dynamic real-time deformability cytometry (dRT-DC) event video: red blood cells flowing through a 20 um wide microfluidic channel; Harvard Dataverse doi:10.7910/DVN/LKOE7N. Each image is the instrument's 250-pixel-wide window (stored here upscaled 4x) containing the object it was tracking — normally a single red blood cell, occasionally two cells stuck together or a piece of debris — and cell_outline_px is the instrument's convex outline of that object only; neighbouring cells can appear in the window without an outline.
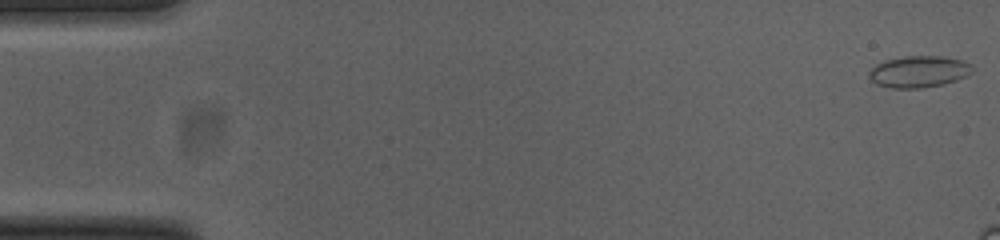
{"species": "common noctule bat (a hibernating species)", "species_latin": "Nyctalus noctula", "temperature_condition": "cold", "stored_images_in_passage": 12, "camera_frame_rate_fps": 3000, "um_per_image_px": 0.085, "animal": {"sex": "female", "body_mass_g": 23.0, "forearm_length_mm": 53.4}, "frame": {"image": 1, "passage_image": 1, "time_ms": 0.0, "image_size_px": [1000, 240], "cell_outline_px": [[972, 72], [956, 80], [944, 84], [920, 88], [892, 88], [876, 84], [868, 76], [868, 72], [876, 64], [884, 60], [904, 56], [940, 56], [960, 60], [972, 64]], "centroid_in_image_um": [78.06, 6.09], "position_along_channel_um": 6.9, "area_um2": 18.96}}